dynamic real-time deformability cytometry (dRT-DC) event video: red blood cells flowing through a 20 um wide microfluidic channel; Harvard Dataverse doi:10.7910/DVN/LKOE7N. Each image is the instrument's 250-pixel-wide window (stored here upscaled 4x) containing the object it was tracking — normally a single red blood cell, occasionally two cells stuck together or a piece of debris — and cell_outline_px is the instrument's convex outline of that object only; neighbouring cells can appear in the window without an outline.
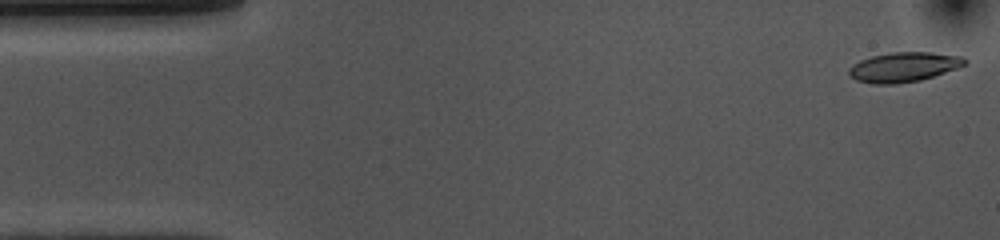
{"species": "common noctule bat (a hibernating species)", "species_latin": "Nyctalus noctula", "temperature_condition": "cold", "stored_images_in_passage": 55, "camera_frame_rate_fps": 3000, "um_per_image_px": 0.085, "animal": {"sex": "female", "body_mass_g": 10.0, "forearm_length_mm": 53.1}, "frame": {"image": 1, "passage_image": 1, "time_ms": 0.0, "image_size_px": [1000, 240], "cell_outline_px": [[968, 60], [964, 64], [956, 68], [920, 80], [896, 84], [872, 84], [856, 80], [848, 76], [848, 68], [852, 64], [860, 60], [872, 56], [892, 52], [932, 52], [964, 56]], "centroid_in_image_um": [76.77, 5.69], "position_along_channel_um": 8.2, "area_um2": 20.11}}
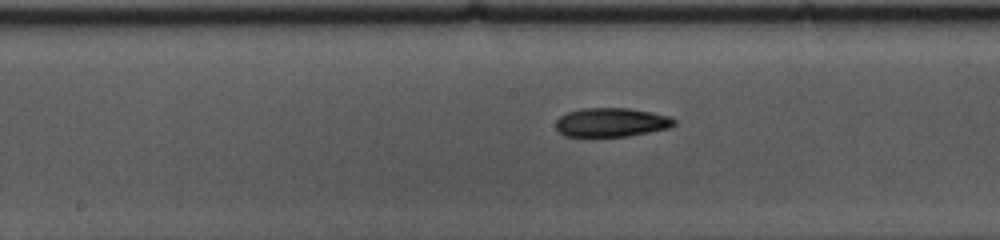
{"frame": {"image": 2, "passage_image": 26, "time_ms": 8.333, "image_size_px": [1000, 240], "cell_outline_px": [[676, 124], [668, 128], [628, 136], [564, 136], [556, 128], [556, 120], [560, 116], [568, 112], [584, 108], [628, 108], [652, 112], [668, 116], [676, 120]], "centroid_in_image_um": [51.96, 10.39], "position_along_channel_um": 196.2, "area_um2": 19.83}}
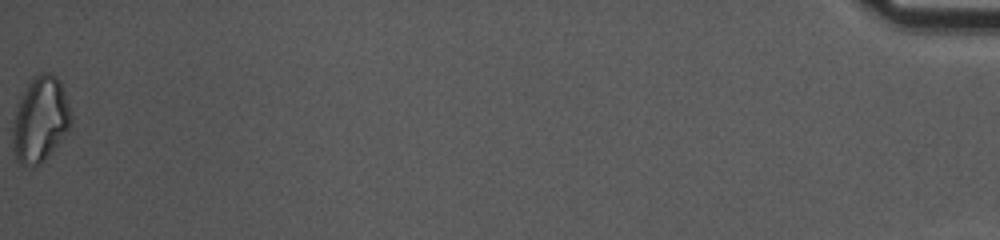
{"frame": {"image": 3, "passage_image": 55, "time_ms": 18.0, "image_size_px": [1000, 240], "cell_outline_px": [[72, 120], [68, 132], [40, 164], [20, 164], [16, 160], [12, 148], [12, 128], [16, 104], [20, 96], [32, 76], [40, 72], [48, 72], [56, 76], [60, 80], [72, 116]], "centroid_in_image_um": [3.4, 10.12], "position_along_channel_um": 431.8, "area_um2": 29.25}, "authors_computed_cell_mechanics": {"area_um2": 20.1144, "velocity_mm_per_s": 3.5419, "shape_relaxation_time_tau1_ms": 6.0343, "shape_relaxation_time_tau2_ms": null, "deformation_change_tau1": 0.1623, "deformation_change_tau2": null}}